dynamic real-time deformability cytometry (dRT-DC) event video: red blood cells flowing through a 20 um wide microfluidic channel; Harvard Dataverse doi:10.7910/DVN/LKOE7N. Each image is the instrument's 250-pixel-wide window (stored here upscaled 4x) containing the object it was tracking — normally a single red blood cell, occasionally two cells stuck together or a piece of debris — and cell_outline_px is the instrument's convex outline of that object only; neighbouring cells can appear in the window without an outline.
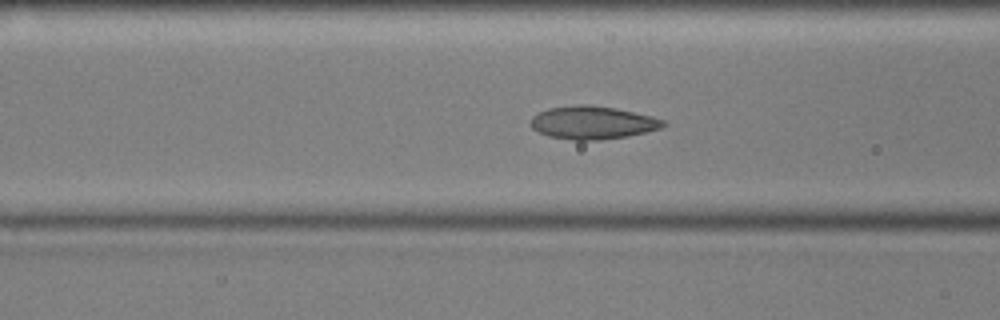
{"species": "common noctule bat (a hibernating species)", "species_latin": "Nyctalus noctula", "temperature_condition": "cold", "stored_images_in_passage": 55, "camera_frame_rate_fps": 3000, "um_per_image_px": 0.085, "animal": {"sex": "male", "body_mass_g": 17.9, "forearm_length_mm": 54.2}, "frame": {"image": 1, "passage_image": 21, "time_ms": 6.667, "image_size_px": [1000, 320], "cell_outline_px": [[668, 124], [660, 128], [628, 136], [600, 140], [576, 140], [548, 136], [532, 128], [532, 116], [548, 108], [580, 104], [588, 104], [616, 108], [652, 116], [664, 120]], "centroid_in_image_um": [50.39, 10.41], "position_along_channel_um": 116.2, "area_um2": 25.37}}
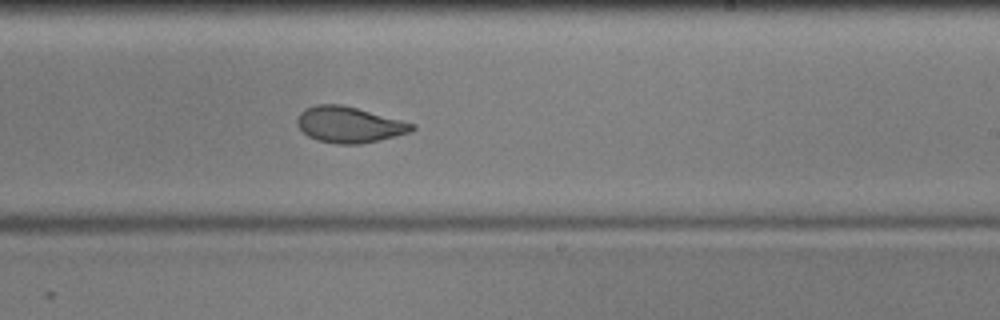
{"frame": {"image": 2, "passage_image": 33, "time_ms": 10.667, "image_size_px": [1000, 320], "cell_outline_px": [[416, 128], [412, 132], [380, 140], [360, 144], [336, 144], [316, 140], [308, 136], [296, 124], [296, 120], [300, 112], [304, 108], [316, 104], [340, 104], [356, 108], [416, 124]], "centroid_in_image_um": [29.67, 10.6], "position_along_channel_um": 259.3, "area_um2": 24.16}}
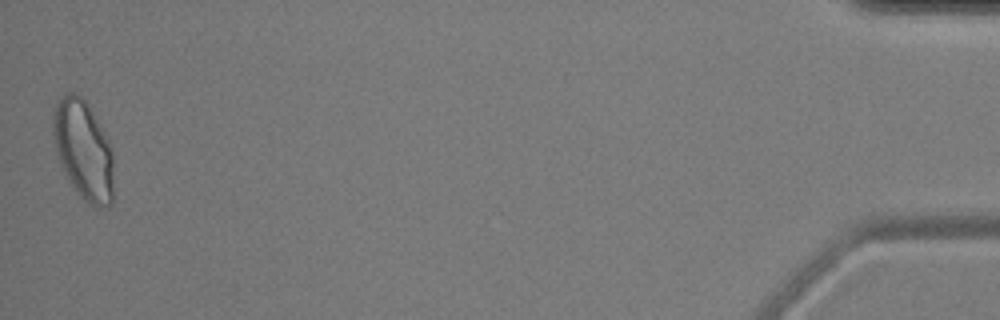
{"frame": {"image": 3, "passage_image": 55, "time_ms": 18.0, "image_size_px": [1000, 320], "cell_outline_px": [[112, 204], [108, 208], [100, 208], [88, 204], [80, 196], [72, 184], [60, 164], [52, 140], [52, 116], [56, 104], [68, 92], [76, 92], [88, 104], [108, 140], [112, 152]], "centroid_in_image_um": [7.07, 12.76], "position_along_channel_um": 428.1, "area_um2": 34.91}, "authors_computed_cell_mechanics": {"area_um2": 25.3164, "velocity_mm_per_s": 3.5754, "shape_relaxation_time_tau1_ms": 4.1995, "shape_relaxation_time_tau2_ms": 1.578, "deformation_change_tau1": 0.1263, "deformation_change_tau2": 0.0634}}